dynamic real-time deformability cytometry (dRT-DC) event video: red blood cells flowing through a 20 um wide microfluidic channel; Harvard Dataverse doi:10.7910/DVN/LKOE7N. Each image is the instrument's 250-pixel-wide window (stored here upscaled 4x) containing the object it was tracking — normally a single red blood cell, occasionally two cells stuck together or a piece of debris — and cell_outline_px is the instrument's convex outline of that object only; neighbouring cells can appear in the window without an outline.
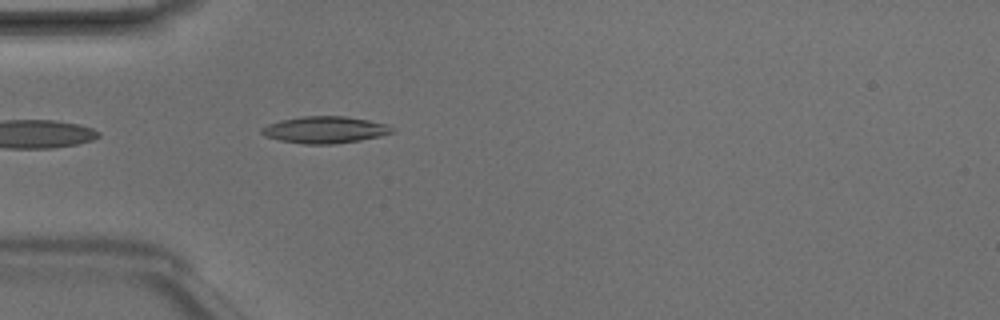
{"species": "Egyptian fruit bat (a non-hibernating species)", "species_latin": "Rousettus aegyptiacus", "temperature_condition": "room temperature", "stored_images_in_passage": 2, "camera_frame_rate_fps": 3000, "um_per_image_px": 0.085, "animal": {"sex": "male"}, "frame": {"image": 1, "passage_image": 2, "time_ms": 0.333, "image_size_px": [1000, 320], "cell_outline_px": [[396, 132], [380, 136], [360, 140], [332, 144], [304, 144], [280, 140], [264, 136], [260, 132], [260, 128], [268, 124], [280, 120], [304, 116], [344, 116], [368, 120], [388, 124], [396, 128]], "centroid_in_image_um": [27.64, 11.03], "position_along_channel_um": 57.4, "area_um2": 20.52}}